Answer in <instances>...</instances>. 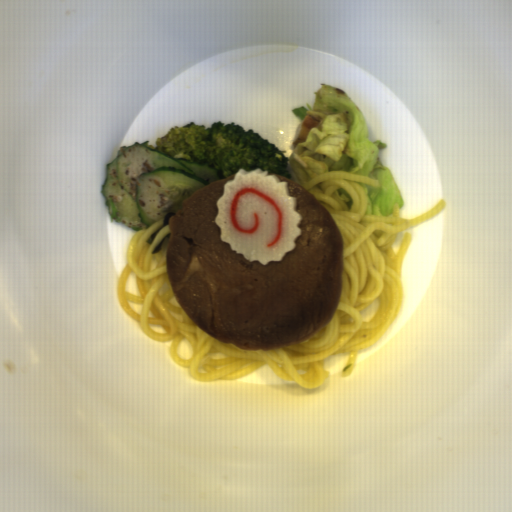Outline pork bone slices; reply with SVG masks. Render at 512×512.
<instances>
[{
  "label": "pork bone slices",
  "instance_id": "d1f655de",
  "mask_svg": "<svg viewBox=\"0 0 512 512\" xmlns=\"http://www.w3.org/2000/svg\"><path fill=\"white\" fill-rule=\"evenodd\" d=\"M288 182L301 236L282 261H249L221 240L217 200L228 176L204 185L169 217L167 276L186 315L206 334L244 350L296 345L330 323L342 299L344 238L317 198Z\"/></svg>",
  "mask_w": 512,
  "mask_h": 512
}]
</instances>
